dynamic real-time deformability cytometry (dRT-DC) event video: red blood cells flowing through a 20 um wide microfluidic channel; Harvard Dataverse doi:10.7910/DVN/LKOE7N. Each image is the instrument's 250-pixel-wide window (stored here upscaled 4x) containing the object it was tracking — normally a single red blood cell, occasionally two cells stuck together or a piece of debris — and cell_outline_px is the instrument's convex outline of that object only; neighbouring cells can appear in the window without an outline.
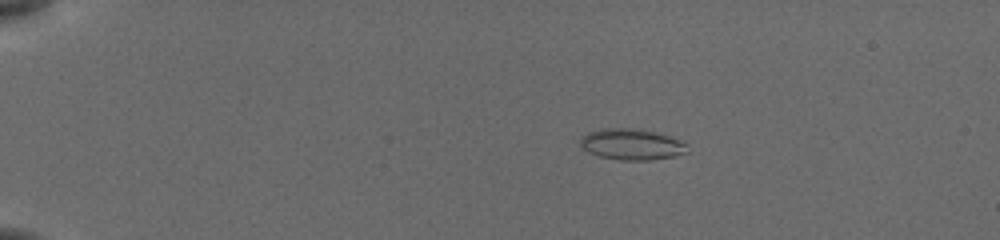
{"species": "common noctule bat (a hibernating species)", "species_latin": "Nyctalus noctula", "temperature_condition": "cold", "stored_images_in_passage": 55, "camera_frame_rate_fps": 3000, "um_per_image_px": 0.085, "animal": {"sex": "female", "body_mass_g": 19.5, "forearm_length_mm": 54.1}, "frame": {"image": 1, "passage_image": 11, "time_ms": 3.333, "image_size_px": [1000, 240], "cell_outline_px": [[688, 152], [672, 156], [648, 160], [620, 160], [600, 156], [588, 152], [580, 144], [580, 136], [588, 132], [600, 128], [632, 128], [656, 132], [680, 140], [688, 144]], "centroid_in_image_um": [53.67, 12.26], "position_along_channel_um": 31.3, "area_um2": 19.36}}
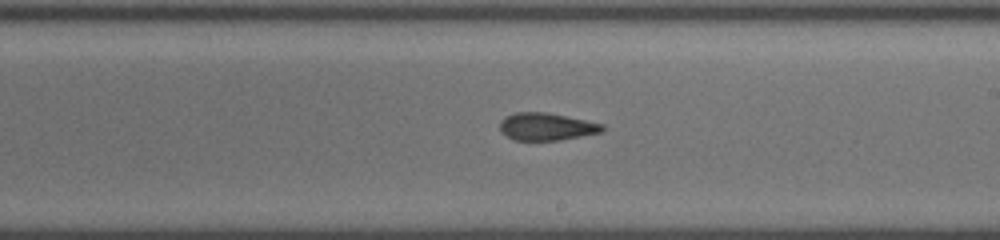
{"frame": {"image": 2, "passage_image": 34, "time_ms": 11.0, "image_size_px": [1000, 240], "cell_outline_px": [[604, 128], [600, 132], [560, 140], [512, 140], [500, 132], [500, 120], [504, 116], [516, 112], [544, 112], [604, 124]], "centroid_in_image_um": [46.37, 10.76], "position_along_channel_um": 242.6, "area_um2": 16.3}}
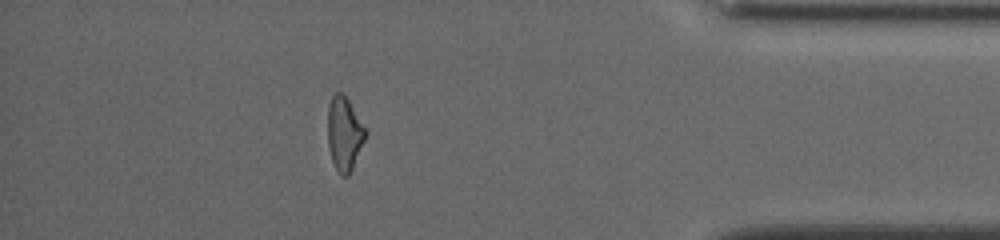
{"frame": {"image": 3, "passage_image": 49, "time_ms": 16.0, "image_size_px": [1000, 240], "cell_outline_px": [[368, 132], [352, 168], [348, 176], [340, 176], [332, 160], [328, 144], [328, 104], [332, 96], [336, 92], [344, 92], [368, 128]], "centroid_in_image_um": [29.3, 11.3], "position_along_channel_um": 405.9, "area_um2": 16.59}, "authors_computed_cell_mechanics": {"area_um2": 16.9932, "velocity_mm_per_s": 3.8834, "shape_relaxation_time_tau1_ms": null, "shape_relaxation_time_tau2_ms": 2.9688, "deformation_change_tau1": null, "deformation_change_tau2": 0.1134}}